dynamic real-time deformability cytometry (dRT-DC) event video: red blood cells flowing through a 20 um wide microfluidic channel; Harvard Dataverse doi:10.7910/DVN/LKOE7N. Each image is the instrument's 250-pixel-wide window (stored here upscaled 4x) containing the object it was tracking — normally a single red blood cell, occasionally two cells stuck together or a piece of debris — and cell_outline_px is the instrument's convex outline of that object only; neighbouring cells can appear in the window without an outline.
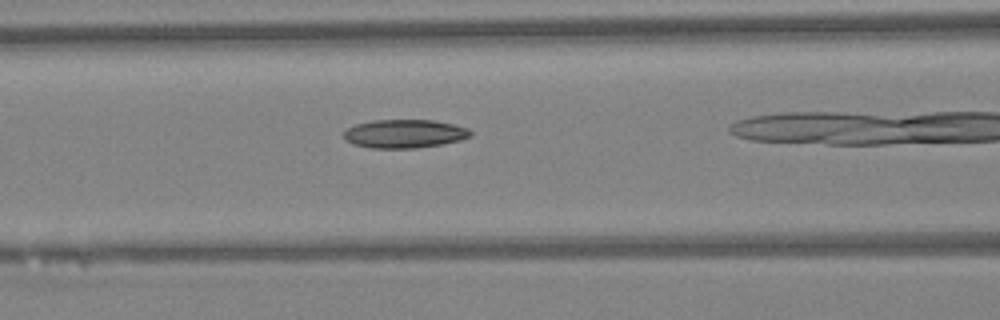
{"species": "Egyptian fruit bat (a non-hibernating species)", "species_latin": "Rousettus aegyptiacus", "temperature_condition": "warm", "stored_images_in_passage": 32, "camera_frame_rate_fps": 3000, "um_per_image_px": 0.085, "animal": {"sex": "female"}, "frame": {"image": 1, "passage_image": 14, "time_ms": 4.333, "image_size_px": [1000, 320], "cell_outline_px": [[472, 136], [460, 140], [440, 144], [416, 148], [372, 148], [352, 144], [344, 136], [344, 132], [348, 128], [356, 124], [372, 120], [432, 120], [452, 124], [468, 128], [472, 132]], "centroid_in_image_um": [34.39, 11.36], "position_along_channel_um": 132.2, "area_um2": 20.92}}
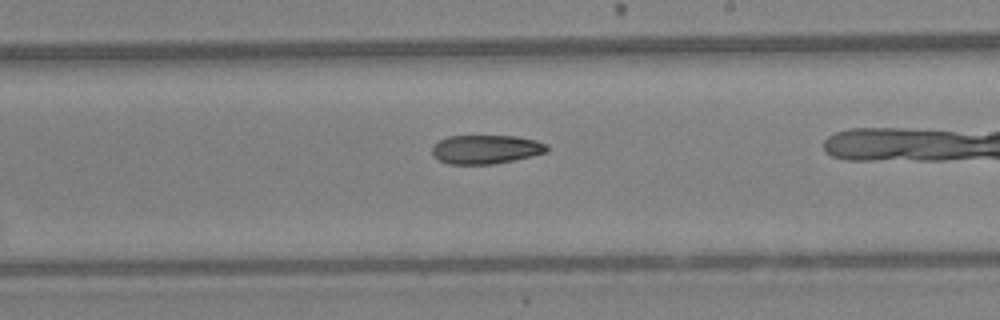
{"frame": {"image": 2, "passage_image": 22, "time_ms": 7.0, "image_size_px": [1000, 320], "cell_outline_px": [[548, 152], [532, 156], [492, 164], [448, 164], [432, 156], [432, 144], [448, 136], [516, 136], [536, 140], [548, 144]], "centroid_in_image_um": [41.29, 12.69], "position_along_channel_um": 247.7, "area_um2": 19.42}}
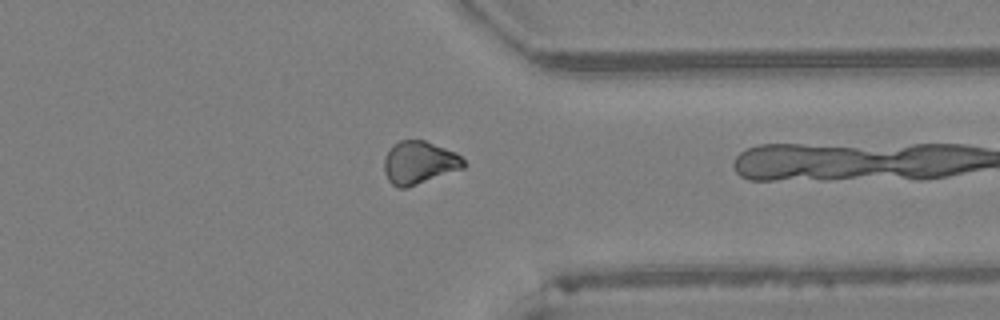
{"frame": {"image": 3, "passage_image": 31, "time_ms": 10.0, "image_size_px": [1000, 320], "cell_outline_px": [[468, 164], [464, 168], [408, 188], [396, 188], [388, 180], [384, 172], [384, 156], [400, 140], [424, 140], [456, 152]], "centroid_in_image_um": [35.65, 13.85], "position_along_channel_um": 375.7, "area_um2": 20.0}}